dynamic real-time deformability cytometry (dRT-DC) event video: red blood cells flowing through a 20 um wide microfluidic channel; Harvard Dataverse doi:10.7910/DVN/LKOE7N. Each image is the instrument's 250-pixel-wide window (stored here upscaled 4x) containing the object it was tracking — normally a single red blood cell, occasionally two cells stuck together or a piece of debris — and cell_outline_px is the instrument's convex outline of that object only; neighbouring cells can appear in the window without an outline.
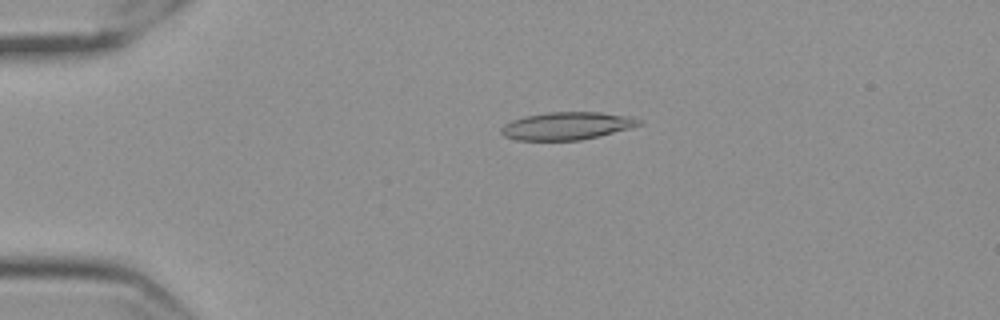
{"species": "Egyptian fruit bat (a non-hibernating species)", "species_latin": "Rousettus aegyptiacus", "temperature_condition": "cold", "stored_images_in_passage": 58, "camera_frame_rate_fps": 3000, "um_per_image_px": 0.085, "frame": {"image": 1, "passage_image": 13, "time_ms": 4.0, "image_size_px": [1000, 320], "cell_outline_px": [[644, 124], [580, 140], [516, 140], [504, 136], [500, 132], [500, 128], [504, 124], [512, 120], [524, 116], [548, 112], [600, 112], [632, 116], [644, 120]], "centroid_in_image_um": [48.19, 10.68], "position_along_channel_um": 36.8, "area_um2": 22.25}}
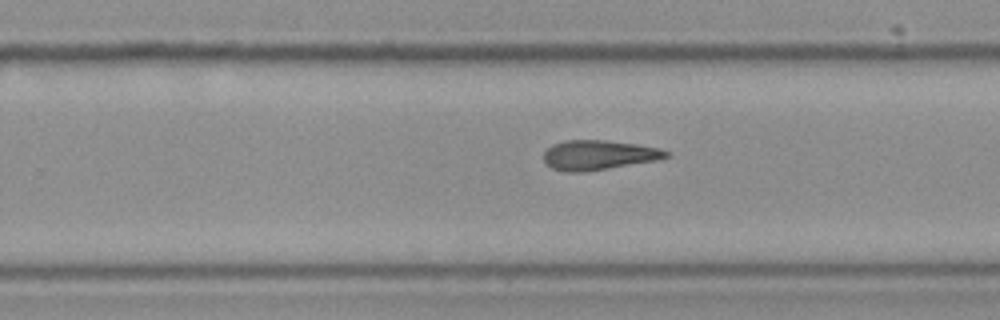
{"frame": {"image": 2, "passage_image": 37, "time_ms": 12.0, "image_size_px": [1000, 320], "cell_outline_px": [[672, 156], [656, 160], [584, 172], [564, 172], [552, 168], [544, 160], [544, 152], [552, 144], [564, 140], [604, 140], [636, 144], [660, 148], [668, 152]], "centroid_in_image_um": [50.87, 13.17], "position_along_channel_um": 278.9, "area_um2": 21.1}}
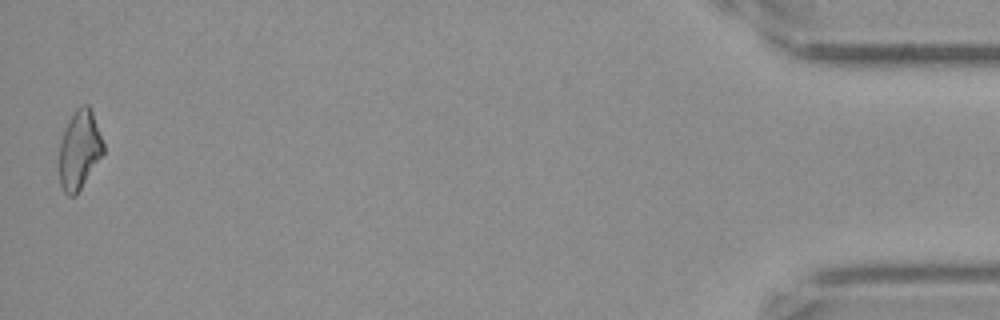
{"frame": {"image": 3, "passage_image": 57, "time_ms": 18.667, "image_size_px": [1000, 320], "cell_outline_px": [[104, 152], [76, 196], [68, 196], [64, 192], [60, 184], [60, 144], [64, 132], [76, 108], [84, 104], [88, 104], [92, 112], [104, 144]], "centroid_in_image_um": [6.76, 12.77], "position_along_channel_um": 428.4, "area_um2": 19.83}, "authors_computed_cell_mechanics": {"area_um2": 21.097, "velocity_mm_per_s": 3.5436, "shape_relaxation_time_tau1_ms": null, "shape_relaxation_time_tau2_ms": 6.672, "deformation_change_tau1": null, "deformation_change_tau2": 0.1808}}